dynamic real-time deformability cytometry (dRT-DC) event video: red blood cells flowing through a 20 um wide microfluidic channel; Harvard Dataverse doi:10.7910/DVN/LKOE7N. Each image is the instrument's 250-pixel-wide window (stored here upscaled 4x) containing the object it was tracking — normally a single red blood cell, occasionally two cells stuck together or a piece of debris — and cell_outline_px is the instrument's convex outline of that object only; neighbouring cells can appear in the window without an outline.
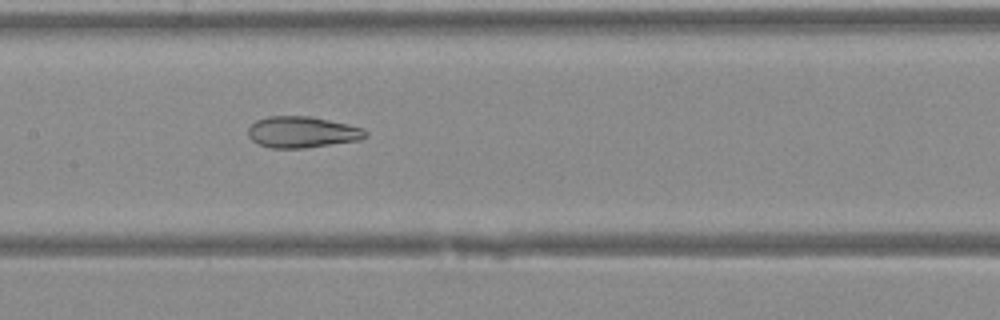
{"species": "Egyptian fruit bat (a non-hibernating species)", "species_latin": "Rousettus aegyptiacus", "temperature_condition": "warm", "stored_images_in_passage": 43, "camera_frame_rate_fps": 3000, "um_per_image_px": 0.085, "animal": {"sex": "female"}, "frame": {"image": 1, "passage_image": 22, "time_ms": 7.0, "image_size_px": [1000, 320], "cell_outline_px": [[368, 136], [360, 140], [304, 148], [272, 148], [260, 144], [252, 140], [248, 136], [248, 128], [256, 120], [268, 116], [312, 116], [348, 124], [364, 128], [368, 132]], "centroid_in_image_um": [25.71, 11.22], "position_along_channel_um": 181.7, "area_um2": 21.5}}
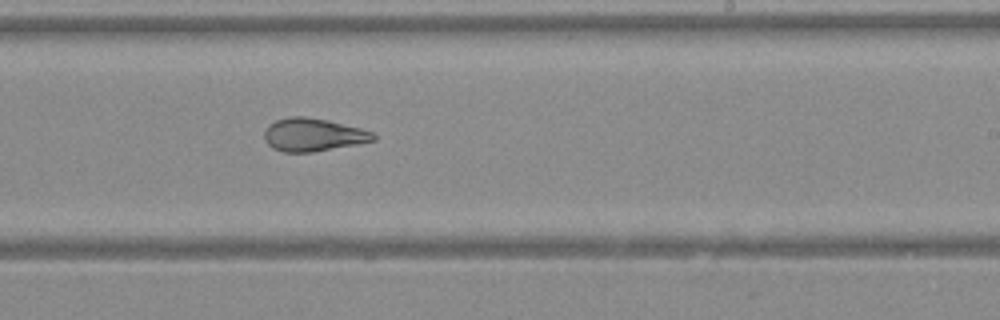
{"frame": {"image": 2, "passage_image": 27, "time_ms": 8.667, "image_size_px": [1000, 320], "cell_outline_px": [[376, 140], [356, 144], [312, 152], [284, 152], [272, 148], [264, 140], [264, 132], [276, 120], [288, 116], [304, 116], [328, 120], [360, 128], [372, 132], [376, 136]], "centroid_in_image_um": [26.61, 11.45], "position_along_channel_um": 262.4, "area_um2": 20.81}}
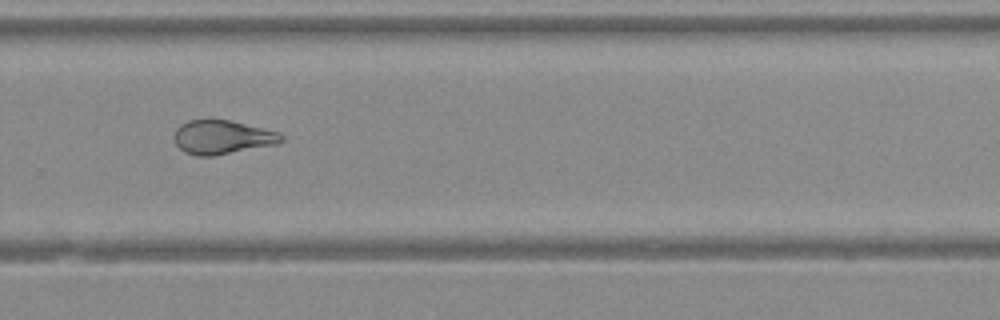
{"frame": {"image": 3, "passage_image": 30, "time_ms": 9.667, "image_size_px": [1000, 320], "cell_outline_px": [[284, 140], [276, 144], [212, 156], [196, 156], [184, 152], [176, 144], [176, 128], [180, 124], [188, 120], [228, 120], [280, 132], [284, 136]], "centroid_in_image_um": [18.91, 11.66], "position_along_channel_um": 310.9, "area_um2": 20.92}}